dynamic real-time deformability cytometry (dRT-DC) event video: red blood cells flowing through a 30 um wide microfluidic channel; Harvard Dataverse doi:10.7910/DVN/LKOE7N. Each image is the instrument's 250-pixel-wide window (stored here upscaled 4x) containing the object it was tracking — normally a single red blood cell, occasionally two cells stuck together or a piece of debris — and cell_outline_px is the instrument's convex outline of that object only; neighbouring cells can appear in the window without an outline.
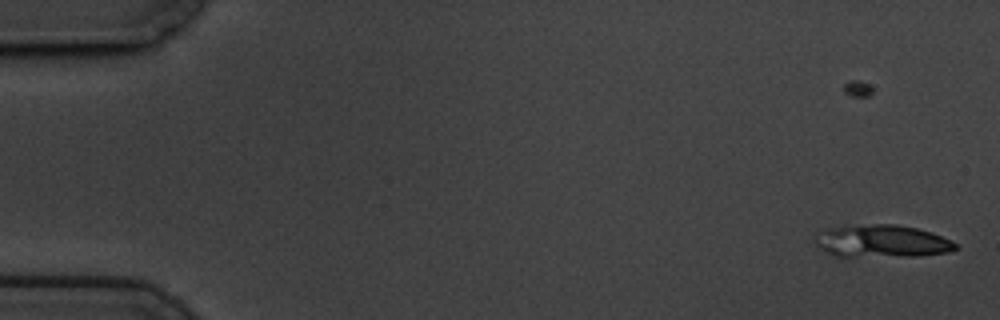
{"species": "common noctule bat (a hibernating species)", "species_latin": "Nyctalus noctula", "temperature_condition": "cold", "stored_images_in_passage": 17, "camera_frame_rate_fps": 3000, "um_per_image_px": 0.085, "animal": {"sex": "male", "body_mass_g": 19.5, "forearm_length_mm": 54.6}, "frame": {"image": 1, "passage_image": 1, "time_ms": 0.0, "image_size_px": [1000, 320], "cell_outline_px": [[960, 248], [948, 252], [916, 256], [836, 256], [828, 252], [816, 244], [816, 236], [824, 228], [872, 224], [896, 224], [916, 228], [932, 232], [952, 240]], "centroid_in_image_um": [75.01, 20.49], "position_along_channel_um": 10.0, "area_um2": 26.47}}
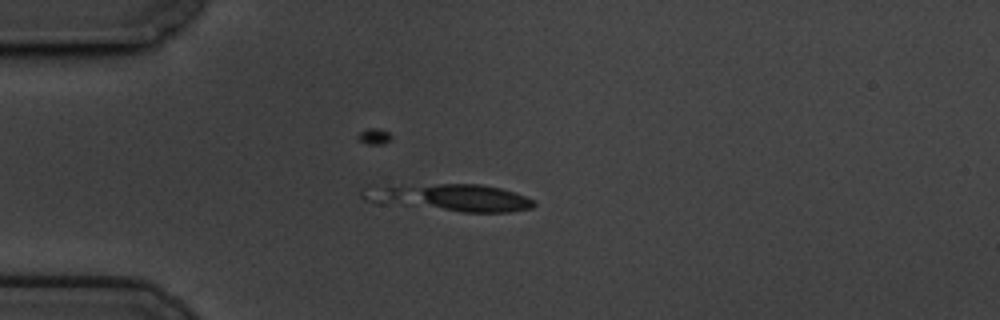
{"frame": {"image": 2, "passage_image": 15, "time_ms": 4.667, "image_size_px": [1000, 320], "cell_outline_px": [[536, 204], [532, 208], [512, 212], [460, 212], [376, 204], [364, 200], [360, 196], [360, 188], [372, 184], [480, 184], [500, 188], [524, 196], [532, 200]], "centroid_in_image_um": [38.0, 16.78], "position_along_channel_um": 47.0, "area_um2": 28.26}}